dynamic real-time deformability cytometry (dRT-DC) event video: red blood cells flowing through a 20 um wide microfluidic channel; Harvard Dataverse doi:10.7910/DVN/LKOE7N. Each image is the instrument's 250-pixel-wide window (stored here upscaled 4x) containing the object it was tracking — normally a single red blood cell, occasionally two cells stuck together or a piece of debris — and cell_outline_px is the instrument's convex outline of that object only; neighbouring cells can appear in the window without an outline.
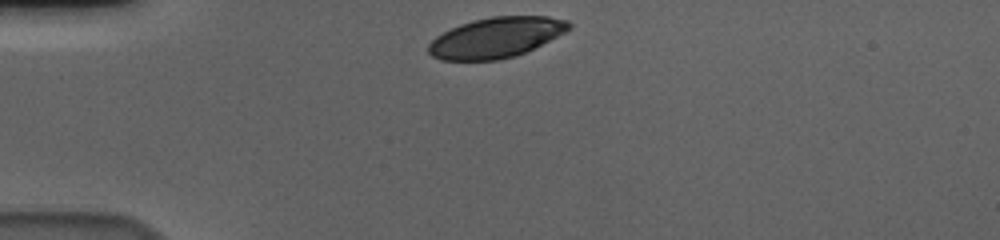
{"species": "human", "species_latin": "Homo sapiens", "temperature_condition": "cold", "stored_images_in_passage": 35, "camera_frame_rate_fps": 3000, "um_per_image_px": 0.085, "donor": {"sex": "male"}, "frame": {"image": 1, "passage_image": 1, "time_ms": 0.0, "image_size_px": [1000, 240], "cell_outline_px": [[572, 28], [516, 56], [500, 60], [440, 60], [432, 56], [428, 52], [428, 44], [436, 36], [460, 24], [472, 20], [492, 16], [548, 16], [568, 20], [572, 24]], "centroid_in_image_um": [42.15, 3.18], "position_along_channel_um": 42.9, "area_um2": 32.89}}
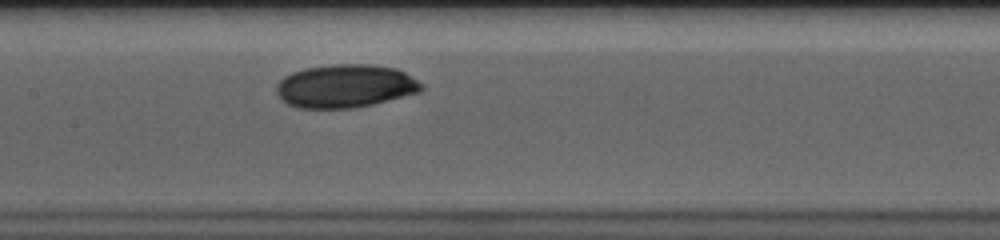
{"frame": {"image": 2, "passage_image": 15, "time_ms": 4.667, "image_size_px": [1000, 240], "cell_outline_px": [[424, 88], [420, 92], [372, 104], [352, 108], [300, 108], [288, 104], [276, 92], [276, 84], [284, 76], [292, 72], [304, 68], [332, 64], [372, 64], [396, 68], [404, 72], [424, 84]], "centroid_in_image_um": [29.36, 7.3], "position_along_channel_um": 178.0, "area_um2": 36.59}}
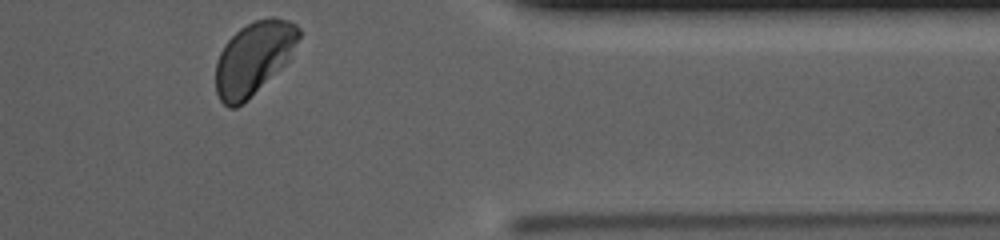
{"frame": {"image": 3, "passage_image": 34, "time_ms": 11.0, "image_size_px": [1000, 240], "cell_outline_px": [[300, 36], [288, 60], [280, 68], [236, 108], [228, 108], [220, 100], [216, 92], [216, 60], [224, 44], [240, 28], [256, 20], [268, 16], [272, 16], [288, 20], [296, 24], [300, 28]], "centroid_in_image_um": [21.55, 4.9], "position_along_channel_um": 389.9, "area_um2": 34.8}, "authors_computed_cell_mechanics": {"area_um2": 35.547, "velocity_mm_per_s": 3.597, "shape_relaxation_time_tau1_ms": 4.4278, "shape_relaxation_time_tau2_ms": null, "deformation_change_tau1": 0.1163, "deformation_change_tau2": null}}